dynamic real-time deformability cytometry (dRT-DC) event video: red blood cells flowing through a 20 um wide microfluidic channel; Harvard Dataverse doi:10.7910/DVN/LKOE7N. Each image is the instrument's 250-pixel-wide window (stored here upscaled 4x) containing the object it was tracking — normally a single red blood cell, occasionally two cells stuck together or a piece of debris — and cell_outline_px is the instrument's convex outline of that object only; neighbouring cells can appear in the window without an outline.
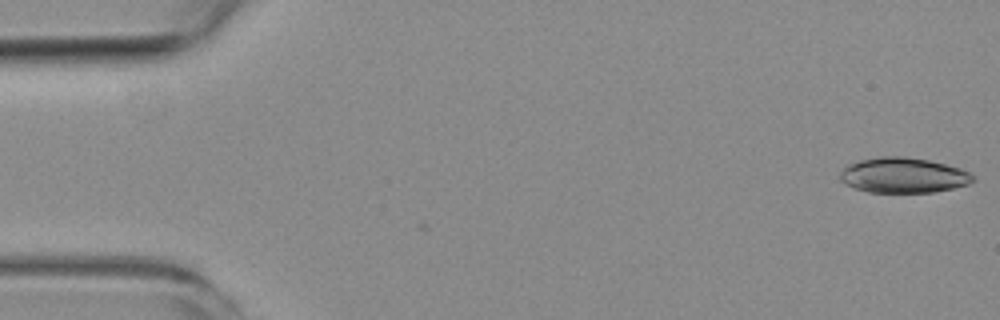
{"species": "common noctule bat (a hibernating species)", "species_latin": "Nyctalus noctula", "temperature_condition": "room temperature", "stored_images_in_passage": 2, "camera_frame_rate_fps": 3000, "um_per_image_px": 0.085, "animal": {"sex": "female", "body_mass_g": 19.3, "forearm_length_mm": 54.1}, "frame": {"image": 1, "passage_image": 2, "time_ms": 1.333, "image_size_px": [1000, 320], "cell_outline_px": [[976, 180], [968, 184], [952, 188], [932, 192], [868, 192], [844, 184], [840, 180], [840, 172], [848, 164], [860, 160], [880, 156], [904, 156], [928, 160], [960, 168], [976, 176]], "centroid_in_image_um": [76.78, 14.89], "position_along_channel_um": 8.2, "area_um2": 27.28}}